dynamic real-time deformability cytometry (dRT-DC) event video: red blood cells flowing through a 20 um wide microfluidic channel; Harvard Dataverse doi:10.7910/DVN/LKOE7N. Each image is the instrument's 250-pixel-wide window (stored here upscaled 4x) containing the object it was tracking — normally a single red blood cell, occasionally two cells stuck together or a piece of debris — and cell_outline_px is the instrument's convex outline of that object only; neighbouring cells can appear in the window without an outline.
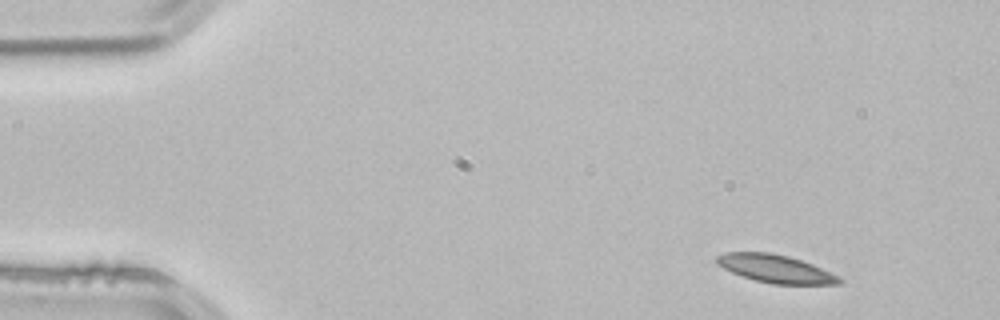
{"species": "common noctule bat (a hibernating species)", "species_latin": "Nyctalus noctula", "temperature_condition": "room temperature", "stored_images_in_passage": 3, "camera_frame_rate_fps": 3000, "um_per_image_px": 0.085, "animal": {"sex": "male", "body_mass_g": 21.5, "forearm_length_mm": 52.0}, "frame": {"image": 1, "passage_image": 1, "time_ms": 0.0, "image_size_px": [1000, 320], "cell_outline_px": [[844, 280], [840, 284], [772, 284], [756, 280], [732, 272], [716, 264], [716, 256], [724, 252], [768, 252], [788, 256], [812, 264], [840, 276]], "centroid_in_image_um": [65.93, 22.84], "position_along_channel_um": 19.1, "area_um2": 19.88}}